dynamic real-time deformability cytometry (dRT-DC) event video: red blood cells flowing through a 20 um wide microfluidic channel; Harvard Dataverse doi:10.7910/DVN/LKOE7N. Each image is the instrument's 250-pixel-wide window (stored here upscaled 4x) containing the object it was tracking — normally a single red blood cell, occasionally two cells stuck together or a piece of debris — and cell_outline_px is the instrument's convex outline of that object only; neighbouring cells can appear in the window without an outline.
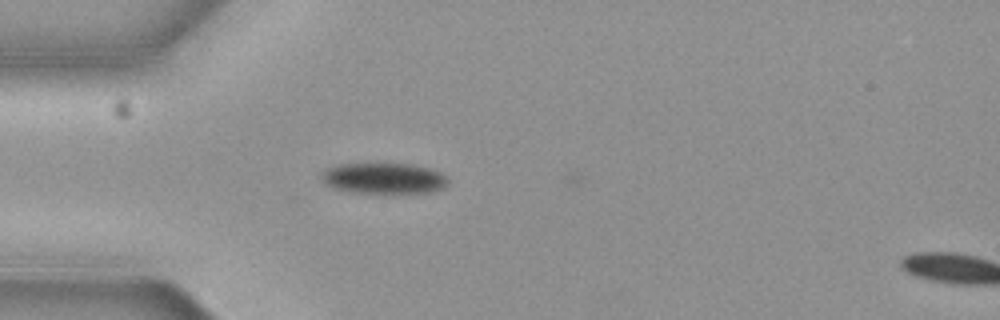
{"species": "common noctule bat (a hibernating species)", "species_latin": "Nyctalus noctula", "temperature_condition": "cold", "stored_images_in_passage": 5, "camera_frame_rate_fps": 3000, "um_per_image_px": 0.085, "animal": {"sex": "female", "body_mass_g": 19.3, "forearm_length_mm": 54.1}, "frame": {"image": 1, "passage_image": 4, "time_ms": 1.0, "image_size_px": [1000, 320], "cell_outline_px": [[448, 184], [444, 188], [432, 192], [392, 196], [352, 192], [332, 188], [324, 184], [320, 176], [320, 172], [328, 168], [340, 164], [412, 164], [428, 168], [440, 172], [448, 176]], "centroid_in_image_um": [32.65, 15.21], "position_along_channel_um": 52.3, "area_um2": 23.87}}